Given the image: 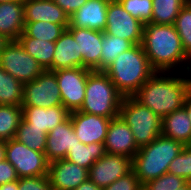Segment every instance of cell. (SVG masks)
I'll return each mask as SVG.
<instances>
[{
    "label": "cell",
    "instance_id": "1",
    "mask_svg": "<svg viewBox=\"0 0 191 190\" xmlns=\"http://www.w3.org/2000/svg\"><path fill=\"white\" fill-rule=\"evenodd\" d=\"M141 46L155 71L187 72L190 57L174 25L145 23Z\"/></svg>",
    "mask_w": 191,
    "mask_h": 190
},
{
    "label": "cell",
    "instance_id": "2",
    "mask_svg": "<svg viewBox=\"0 0 191 190\" xmlns=\"http://www.w3.org/2000/svg\"><path fill=\"white\" fill-rule=\"evenodd\" d=\"M190 90L187 72L156 71L133 97L162 119L184 106Z\"/></svg>",
    "mask_w": 191,
    "mask_h": 190
},
{
    "label": "cell",
    "instance_id": "3",
    "mask_svg": "<svg viewBox=\"0 0 191 190\" xmlns=\"http://www.w3.org/2000/svg\"><path fill=\"white\" fill-rule=\"evenodd\" d=\"M116 89L124 96H133L156 72L141 46L136 44L118 57L104 70Z\"/></svg>",
    "mask_w": 191,
    "mask_h": 190
},
{
    "label": "cell",
    "instance_id": "4",
    "mask_svg": "<svg viewBox=\"0 0 191 190\" xmlns=\"http://www.w3.org/2000/svg\"><path fill=\"white\" fill-rule=\"evenodd\" d=\"M185 145L177 140L159 135L150 144L139 148L132 159V170L141 185L168 172L170 162Z\"/></svg>",
    "mask_w": 191,
    "mask_h": 190
},
{
    "label": "cell",
    "instance_id": "5",
    "mask_svg": "<svg viewBox=\"0 0 191 190\" xmlns=\"http://www.w3.org/2000/svg\"><path fill=\"white\" fill-rule=\"evenodd\" d=\"M124 96L104 71H91L88 74L85 97L80 112L114 119L119 116Z\"/></svg>",
    "mask_w": 191,
    "mask_h": 190
},
{
    "label": "cell",
    "instance_id": "6",
    "mask_svg": "<svg viewBox=\"0 0 191 190\" xmlns=\"http://www.w3.org/2000/svg\"><path fill=\"white\" fill-rule=\"evenodd\" d=\"M119 116L130 127L139 148L150 144L161 135L162 119L133 96L123 98Z\"/></svg>",
    "mask_w": 191,
    "mask_h": 190
},
{
    "label": "cell",
    "instance_id": "7",
    "mask_svg": "<svg viewBox=\"0 0 191 190\" xmlns=\"http://www.w3.org/2000/svg\"><path fill=\"white\" fill-rule=\"evenodd\" d=\"M5 159L14 166L19 178L48 175L50 162L45 153L30 149L14 138L5 141Z\"/></svg>",
    "mask_w": 191,
    "mask_h": 190
},
{
    "label": "cell",
    "instance_id": "8",
    "mask_svg": "<svg viewBox=\"0 0 191 190\" xmlns=\"http://www.w3.org/2000/svg\"><path fill=\"white\" fill-rule=\"evenodd\" d=\"M0 66L23 84L33 81L44 71L18 40L10 41L0 53Z\"/></svg>",
    "mask_w": 191,
    "mask_h": 190
},
{
    "label": "cell",
    "instance_id": "9",
    "mask_svg": "<svg viewBox=\"0 0 191 190\" xmlns=\"http://www.w3.org/2000/svg\"><path fill=\"white\" fill-rule=\"evenodd\" d=\"M62 105L54 71L44 70L36 79L24 84L22 106L49 108Z\"/></svg>",
    "mask_w": 191,
    "mask_h": 190
},
{
    "label": "cell",
    "instance_id": "10",
    "mask_svg": "<svg viewBox=\"0 0 191 190\" xmlns=\"http://www.w3.org/2000/svg\"><path fill=\"white\" fill-rule=\"evenodd\" d=\"M92 70L82 67L54 71L62 99V105L69 111H78L84 101L88 74Z\"/></svg>",
    "mask_w": 191,
    "mask_h": 190
},
{
    "label": "cell",
    "instance_id": "11",
    "mask_svg": "<svg viewBox=\"0 0 191 190\" xmlns=\"http://www.w3.org/2000/svg\"><path fill=\"white\" fill-rule=\"evenodd\" d=\"M144 24L130 15L118 1H109L104 33L141 44Z\"/></svg>",
    "mask_w": 191,
    "mask_h": 190
},
{
    "label": "cell",
    "instance_id": "12",
    "mask_svg": "<svg viewBox=\"0 0 191 190\" xmlns=\"http://www.w3.org/2000/svg\"><path fill=\"white\" fill-rule=\"evenodd\" d=\"M132 170V159L117 154L105 153L88 169V179L98 187L111 185Z\"/></svg>",
    "mask_w": 191,
    "mask_h": 190
},
{
    "label": "cell",
    "instance_id": "13",
    "mask_svg": "<svg viewBox=\"0 0 191 190\" xmlns=\"http://www.w3.org/2000/svg\"><path fill=\"white\" fill-rule=\"evenodd\" d=\"M74 132L84 144L104 143L110 118L80 111L70 112Z\"/></svg>",
    "mask_w": 191,
    "mask_h": 190
},
{
    "label": "cell",
    "instance_id": "14",
    "mask_svg": "<svg viewBox=\"0 0 191 190\" xmlns=\"http://www.w3.org/2000/svg\"><path fill=\"white\" fill-rule=\"evenodd\" d=\"M104 149L105 153L123 155L130 159L139 150L130 127L120 116L111 119L109 123Z\"/></svg>",
    "mask_w": 191,
    "mask_h": 190
},
{
    "label": "cell",
    "instance_id": "15",
    "mask_svg": "<svg viewBox=\"0 0 191 190\" xmlns=\"http://www.w3.org/2000/svg\"><path fill=\"white\" fill-rule=\"evenodd\" d=\"M48 178L52 190H75L88 179V169L59 159L49 163Z\"/></svg>",
    "mask_w": 191,
    "mask_h": 190
},
{
    "label": "cell",
    "instance_id": "16",
    "mask_svg": "<svg viewBox=\"0 0 191 190\" xmlns=\"http://www.w3.org/2000/svg\"><path fill=\"white\" fill-rule=\"evenodd\" d=\"M78 43L82 54L83 68L100 71L102 40L104 32L88 28H67Z\"/></svg>",
    "mask_w": 191,
    "mask_h": 190
},
{
    "label": "cell",
    "instance_id": "17",
    "mask_svg": "<svg viewBox=\"0 0 191 190\" xmlns=\"http://www.w3.org/2000/svg\"><path fill=\"white\" fill-rule=\"evenodd\" d=\"M79 142L69 117L47 134L45 156L49 162L65 159L69 149Z\"/></svg>",
    "mask_w": 191,
    "mask_h": 190
},
{
    "label": "cell",
    "instance_id": "18",
    "mask_svg": "<svg viewBox=\"0 0 191 190\" xmlns=\"http://www.w3.org/2000/svg\"><path fill=\"white\" fill-rule=\"evenodd\" d=\"M109 0H88L69 17L67 28H88L104 32Z\"/></svg>",
    "mask_w": 191,
    "mask_h": 190
},
{
    "label": "cell",
    "instance_id": "19",
    "mask_svg": "<svg viewBox=\"0 0 191 190\" xmlns=\"http://www.w3.org/2000/svg\"><path fill=\"white\" fill-rule=\"evenodd\" d=\"M24 21H46L69 26V16L53 0H24Z\"/></svg>",
    "mask_w": 191,
    "mask_h": 190
},
{
    "label": "cell",
    "instance_id": "20",
    "mask_svg": "<svg viewBox=\"0 0 191 190\" xmlns=\"http://www.w3.org/2000/svg\"><path fill=\"white\" fill-rule=\"evenodd\" d=\"M22 110L23 118L29 124L38 129H43L47 134L70 116V112L63 105L49 108L22 106Z\"/></svg>",
    "mask_w": 191,
    "mask_h": 190
},
{
    "label": "cell",
    "instance_id": "21",
    "mask_svg": "<svg viewBox=\"0 0 191 190\" xmlns=\"http://www.w3.org/2000/svg\"><path fill=\"white\" fill-rule=\"evenodd\" d=\"M24 0L0 3V35L10 41L18 40L24 32Z\"/></svg>",
    "mask_w": 191,
    "mask_h": 190
},
{
    "label": "cell",
    "instance_id": "22",
    "mask_svg": "<svg viewBox=\"0 0 191 190\" xmlns=\"http://www.w3.org/2000/svg\"><path fill=\"white\" fill-rule=\"evenodd\" d=\"M75 67L83 68L82 54L73 35L65 29L55 41L52 71Z\"/></svg>",
    "mask_w": 191,
    "mask_h": 190
},
{
    "label": "cell",
    "instance_id": "23",
    "mask_svg": "<svg viewBox=\"0 0 191 190\" xmlns=\"http://www.w3.org/2000/svg\"><path fill=\"white\" fill-rule=\"evenodd\" d=\"M161 135L180 141L184 145L191 144V121L184 107L162 118Z\"/></svg>",
    "mask_w": 191,
    "mask_h": 190
},
{
    "label": "cell",
    "instance_id": "24",
    "mask_svg": "<svg viewBox=\"0 0 191 190\" xmlns=\"http://www.w3.org/2000/svg\"><path fill=\"white\" fill-rule=\"evenodd\" d=\"M18 41L24 50L35 58L44 70L52 71L55 42L35 39L33 37H19Z\"/></svg>",
    "mask_w": 191,
    "mask_h": 190
},
{
    "label": "cell",
    "instance_id": "25",
    "mask_svg": "<svg viewBox=\"0 0 191 190\" xmlns=\"http://www.w3.org/2000/svg\"><path fill=\"white\" fill-rule=\"evenodd\" d=\"M104 154V143H91L86 145L79 142L72 149H69L65 159L78 166L89 169L98 159L103 157Z\"/></svg>",
    "mask_w": 191,
    "mask_h": 190
},
{
    "label": "cell",
    "instance_id": "26",
    "mask_svg": "<svg viewBox=\"0 0 191 190\" xmlns=\"http://www.w3.org/2000/svg\"><path fill=\"white\" fill-rule=\"evenodd\" d=\"M24 84L0 66V105L22 106Z\"/></svg>",
    "mask_w": 191,
    "mask_h": 190
},
{
    "label": "cell",
    "instance_id": "27",
    "mask_svg": "<svg viewBox=\"0 0 191 190\" xmlns=\"http://www.w3.org/2000/svg\"><path fill=\"white\" fill-rule=\"evenodd\" d=\"M22 119V106L0 105V141H8L15 138L17 128Z\"/></svg>",
    "mask_w": 191,
    "mask_h": 190
},
{
    "label": "cell",
    "instance_id": "28",
    "mask_svg": "<svg viewBox=\"0 0 191 190\" xmlns=\"http://www.w3.org/2000/svg\"><path fill=\"white\" fill-rule=\"evenodd\" d=\"M187 0H152V19L154 24L174 25L181 8Z\"/></svg>",
    "mask_w": 191,
    "mask_h": 190
},
{
    "label": "cell",
    "instance_id": "29",
    "mask_svg": "<svg viewBox=\"0 0 191 190\" xmlns=\"http://www.w3.org/2000/svg\"><path fill=\"white\" fill-rule=\"evenodd\" d=\"M101 46L100 71H104L119 54L129 50L134 44L127 39L104 33Z\"/></svg>",
    "mask_w": 191,
    "mask_h": 190
},
{
    "label": "cell",
    "instance_id": "30",
    "mask_svg": "<svg viewBox=\"0 0 191 190\" xmlns=\"http://www.w3.org/2000/svg\"><path fill=\"white\" fill-rule=\"evenodd\" d=\"M47 133L29 124L24 118L21 120L15 138L18 142L25 144L30 149L45 153Z\"/></svg>",
    "mask_w": 191,
    "mask_h": 190
},
{
    "label": "cell",
    "instance_id": "31",
    "mask_svg": "<svg viewBox=\"0 0 191 190\" xmlns=\"http://www.w3.org/2000/svg\"><path fill=\"white\" fill-rule=\"evenodd\" d=\"M64 31L65 28L61 24L46 21L25 22L24 32L19 37L55 42Z\"/></svg>",
    "mask_w": 191,
    "mask_h": 190
},
{
    "label": "cell",
    "instance_id": "32",
    "mask_svg": "<svg viewBox=\"0 0 191 190\" xmlns=\"http://www.w3.org/2000/svg\"><path fill=\"white\" fill-rule=\"evenodd\" d=\"M184 51L191 58V1H188L180 10L174 22Z\"/></svg>",
    "mask_w": 191,
    "mask_h": 190
},
{
    "label": "cell",
    "instance_id": "33",
    "mask_svg": "<svg viewBox=\"0 0 191 190\" xmlns=\"http://www.w3.org/2000/svg\"><path fill=\"white\" fill-rule=\"evenodd\" d=\"M168 172L191 180V144L185 145L182 151L170 162Z\"/></svg>",
    "mask_w": 191,
    "mask_h": 190
},
{
    "label": "cell",
    "instance_id": "34",
    "mask_svg": "<svg viewBox=\"0 0 191 190\" xmlns=\"http://www.w3.org/2000/svg\"><path fill=\"white\" fill-rule=\"evenodd\" d=\"M122 7L143 24L152 19V0H119Z\"/></svg>",
    "mask_w": 191,
    "mask_h": 190
},
{
    "label": "cell",
    "instance_id": "35",
    "mask_svg": "<svg viewBox=\"0 0 191 190\" xmlns=\"http://www.w3.org/2000/svg\"><path fill=\"white\" fill-rule=\"evenodd\" d=\"M186 183L187 181L184 178L167 172L157 179L142 185V190H176Z\"/></svg>",
    "mask_w": 191,
    "mask_h": 190
},
{
    "label": "cell",
    "instance_id": "36",
    "mask_svg": "<svg viewBox=\"0 0 191 190\" xmlns=\"http://www.w3.org/2000/svg\"><path fill=\"white\" fill-rule=\"evenodd\" d=\"M102 190H142V185L134 171L131 170L126 175L114 181L111 185L102 188Z\"/></svg>",
    "mask_w": 191,
    "mask_h": 190
},
{
    "label": "cell",
    "instance_id": "37",
    "mask_svg": "<svg viewBox=\"0 0 191 190\" xmlns=\"http://www.w3.org/2000/svg\"><path fill=\"white\" fill-rule=\"evenodd\" d=\"M18 190H52L48 175L18 179Z\"/></svg>",
    "mask_w": 191,
    "mask_h": 190
},
{
    "label": "cell",
    "instance_id": "38",
    "mask_svg": "<svg viewBox=\"0 0 191 190\" xmlns=\"http://www.w3.org/2000/svg\"><path fill=\"white\" fill-rule=\"evenodd\" d=\"M14 166L6 159L0 162V185L18 180Z\"/></svg>",
    "mask_w": 191,
    "mask_h": 190
},
{
    "label": "cell",
    "instance_id": "39",
    "mask_svg": "<svg viewBox=\"0 0 191 190\" xmlns=\"http://www.w3.org/2000/svg\"><path fill=\"white\" fill-rule=\"evenodd\" d=\"M59 5L65 13L70 17L79 8H81L88 0H53Z\"/></svg>",
    "mask_w": 191,
    "mask_h": 190
},
{
    "label": "cell",
    "instance_id": "40",
    "mask_svg": "<svg viewBox=\"0 0 191 190\" xmlns=\"http://www.w3.org/2000/svg\"><path fill=\"white\" fill-rule=\"evenodd\" d=\"M75 190H102V188L98 187L90 179H87L85 182L80 184Z\"/></svg>",
    "mask_w": 191,
    "mask_h": 190
},
{
    "label": "cell",
    "instance_id": "41",
    "mask_svg": "<svg viewBox=\"0 0 191 190\" xmlns=\"http://www.w3.org/2000/svg\"><path fill=\"white\" fill-rule=\"evenodd\" d=\"M183 107L186 109L189 120L191 121V90L188 92V94L185 98V102H184Z\"/></svg>",
    "mask_w": 191,
    "mask_h": 190
},
{
    "label": "cell",
    "instance_id": "42",
    "mask_svg": "<svg viewBox=\"0 0 191 190\" xmlns=\"http://www.w3.org/2000/svg\"><path fill=\"white\" fill-rule=\"evenodd\" d=\"M0 190H18V180L0 185Z\"/></svg>",
    "mask_w": 191,
    "mask_h": 190
},
{
    "label": "cell",
    "instance_id": "43",
    "mask_svg": "<svg viewBox=\"0 0 191 190\" xmlns=\"http://www.w3.org/2000/svg\"><path fill=\"white\" fill-rule=\"evenodd\" d=\"M9 42H10L9 39L0 35V53L3 51V49L7 46Z\"/></svg>",
    "mask_w": 191,
    "mask_h": 190
},
{
    "label": "cell",
    "instance_id": "44",
    "mask_svg": "<svg viewBox=\"0 0 191 190\" xmlns=\"http://www.w3.org/2000/svg\"><path fill=\"white\" fill-rule=\"evenodd\" d=\"M5 160V141H0V162Z\"/></svg>",
    "mask_w": 191,
    "mask_h": 190
},
{
    "label": "cell",
    "instance_id": "45",
    "mask_svg": "<svg viewBox=\"0 0 191 190\" xmlns=\"http://www.w3.org/2000/svg\"><path fill=\"white\" fill-rule=\"evenodd\" d=\"M187 75L189 77V84H190V88H191V58H190V63H189V67L187 70Z\"/></svg>",
    "mask_w": 191,
    "mask_h": 190
},
{
    "label": "cell",
    "instance_id": "46",
    "mask_svg": "<svg viewBox=\"0 0 191 190\" xmlns=\"http://www.w3.org/2000/svg\"><path fill=\"white\" fill-rule=\"evenodd\" d=\"M176 190H190V189H189L188 182H187L184 186H182L181 188L176 189Z\"/></svg>",
    "mask_w": 191,
    "mask_h": 190
},
{
    "label": "cell",
    "instance_id": "47",
    "mask_svg": "<svg viewBox=\"0 0 191 190\" xmlns=\"http://www.w3.org/2000/svg\"><path fill=\"white\" fill-rule=\"evenodd\" d=\"M8 1H15V0H0V3H2V2H8Z\"/></svg>",
    "mask_w": 191,
    "mask_h": 190
},
{
    "label": "cell",
    "instance_id": "48",
    "mask_svg": "<svg viewBox=\"0 0 191 190\" xmlns=\"http://www.w3.org/2000/svg\"><path fill=\"white\" fill-rule=\"evenodd\" d=\"M189 185V189L191 190V180L187 181Z\"/></svg>",
    "mask_w": 191,
    "mask_h": 190
}]
</instances>
